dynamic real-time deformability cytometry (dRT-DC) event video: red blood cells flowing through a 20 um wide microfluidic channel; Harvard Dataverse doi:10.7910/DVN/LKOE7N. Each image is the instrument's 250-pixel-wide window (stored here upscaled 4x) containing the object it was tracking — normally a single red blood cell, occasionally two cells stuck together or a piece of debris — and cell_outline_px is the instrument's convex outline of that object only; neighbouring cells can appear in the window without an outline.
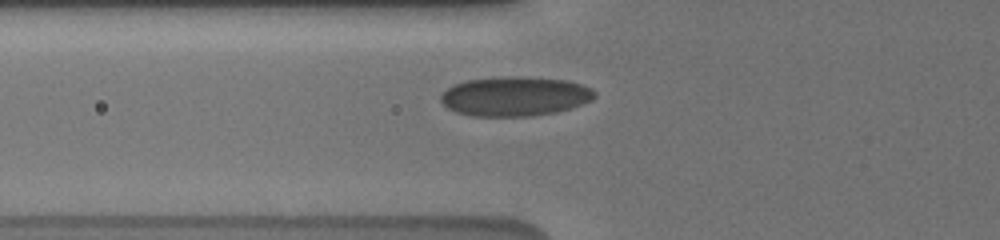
{"species": "human", "species_latin": "Homo sapiens", "temperature_condition": "cold", "stored_images_in_passage": 3, "camera_frame_rate_fps": 3000, "um_per_image_px": 0.085, "donor": {"sex": "male"}, "frame": {"image": 1, "passage_image": 2, "time_ms": 0.667, "image_size_px": [1000, 240], "cell_outline_px": [[596, 96], [592, 100], [572, 108], [556, 112], [532, 116], [472, 116], [456, 112], [448, 108], [440, 100], [440, 96], [452, 84], [468, 80], [508, 76], [524, 76], [568, 80], [592, 88], [596, 92]], "centroid_in_image_um": [43.79, 8.18], "position_along_channel_um": 82.0, "area_um2": 35.6}}